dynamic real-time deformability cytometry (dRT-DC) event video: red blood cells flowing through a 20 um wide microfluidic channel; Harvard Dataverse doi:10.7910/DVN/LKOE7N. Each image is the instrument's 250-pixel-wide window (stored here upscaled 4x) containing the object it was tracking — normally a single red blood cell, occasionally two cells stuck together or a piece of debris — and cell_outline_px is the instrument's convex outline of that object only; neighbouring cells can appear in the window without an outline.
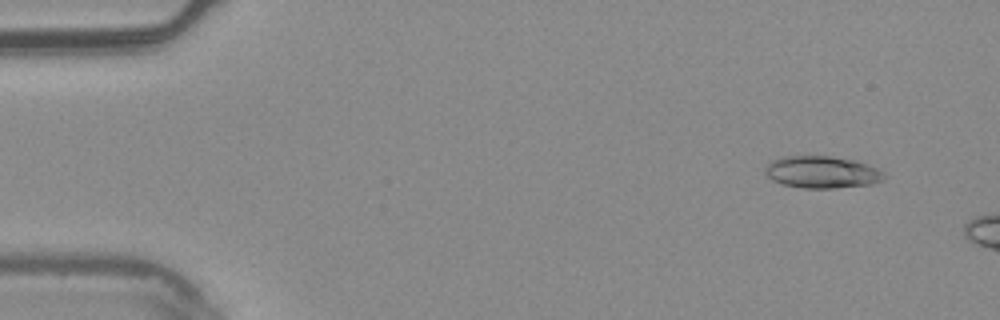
{"species": "common noctule bat (a hibernating species)", "species_latin": "Nyctalus noctula", "temperature_condition": "warm", "stored_images_in_passage": 2, "camera_frame_rate_fps": 3000, "um_per_image_px": 0.085, "animal": {"sex": "male", "body_mass_g": 20.4}, "frame": {"image": 1, "passage_image": 1, "time_ms": 0.0, "image_size_px": [1000, 320], "cell_outline_px": [[888, 176], [884, 180], [868, 184], [836, 188], [804, 188], [780, 184], [772, 180], [764, 172], [764, 168], [772, 160], [784, 156], [832, 156], [856, 160], [880, 168]], "centroid_in_image_um": [69.9, 14.62], "position_along_channel_um": 15.1, "area_um2": 22.54}}